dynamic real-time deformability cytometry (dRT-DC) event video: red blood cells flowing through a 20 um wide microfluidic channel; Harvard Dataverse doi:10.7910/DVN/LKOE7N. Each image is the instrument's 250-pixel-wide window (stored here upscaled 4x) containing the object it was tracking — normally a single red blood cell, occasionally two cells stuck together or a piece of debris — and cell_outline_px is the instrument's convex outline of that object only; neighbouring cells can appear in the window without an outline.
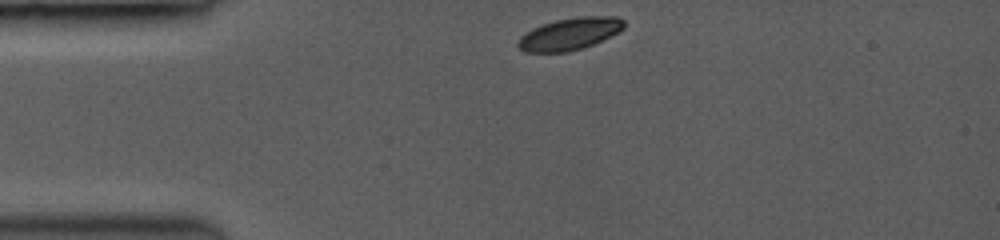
{"species": "common noctule bat (a hibernating species)", "species_latin": "Nyctalus noctula", "temperature_condition": "room temperature", "stored_images_in_passage": 40, "camera_frame_rate_fps": 3500, "um_per_image_px": 0.085, "animal": {"sex": "female", "body_mass_g": 19.0, "forearm_length_mm": 53.3}, "frame": {"image": 1, "passage_image": 1, "time_ms": 0.0, "image_size_px": [1000, 240], "cell_outline_px": [[624, 28], [592, 44], [580, 48], [564, 52], [524, 52], [516, 44], [520, 36], [532, 28], [556, 20], [576, 16], [616, 16], [624, 20]], "centroid_in_image_um": [48.38, 2.86], "position_along_channel_um": 36.6, "area_um2": 19.54}}
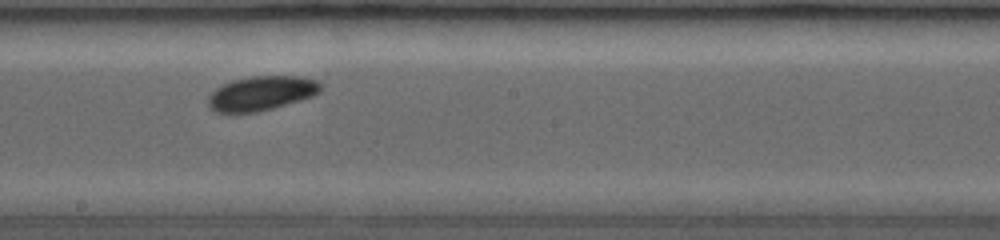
{"frame": {"image": 2, "passage_image": 21, "time_ms": 5.714, "image_size_px": [1000, 240], "cell_outline_px": [[320, 88], [312, 96], [256, 112], [216, 112], [208, 104], [208, 96], [216, 88], [232, 80], [252, 76], [304, 76], [316, 80], [320, 84]], "centroid_in_image_um": [22.18, 7.91], "position_along_channel_um": 226.0, "area_um2": 22.02}}
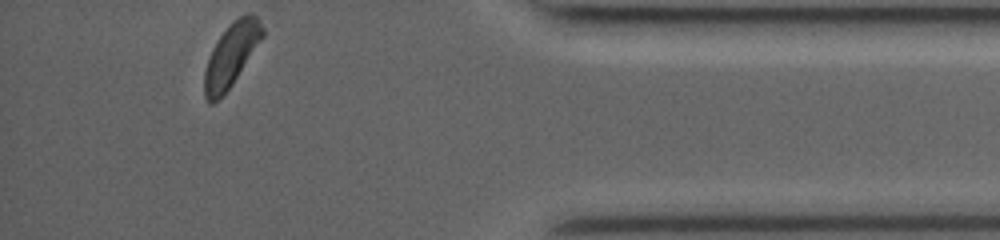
{"frame": {"image": 3, "passage_image": 40, "time_ms": 11.143, "image_size_px": [1000, 240], "cell_outline_px": [[264, 36], [232, 84], [212, 104], [208, 104], [204, 96], [204, 72], [212, 48], [220, 36], [240, 16], [256, 16], [264, 28]], "centroid_in_image_um": [19.64, 4.72], "position_along_channel_um": 415.6, "area_um2": 20.58}, "authors_computed_cell_mechanics": {"area_um2": 21.5016, "velocity_mm_per_s": 3.9469, "shape_relaxation_time_tau1_ms": 2.0343, "shape_relaxation_time_tau2_ms": null, "deformation_change_tau1": 0.0995, "deformation_change_tau2": null}}